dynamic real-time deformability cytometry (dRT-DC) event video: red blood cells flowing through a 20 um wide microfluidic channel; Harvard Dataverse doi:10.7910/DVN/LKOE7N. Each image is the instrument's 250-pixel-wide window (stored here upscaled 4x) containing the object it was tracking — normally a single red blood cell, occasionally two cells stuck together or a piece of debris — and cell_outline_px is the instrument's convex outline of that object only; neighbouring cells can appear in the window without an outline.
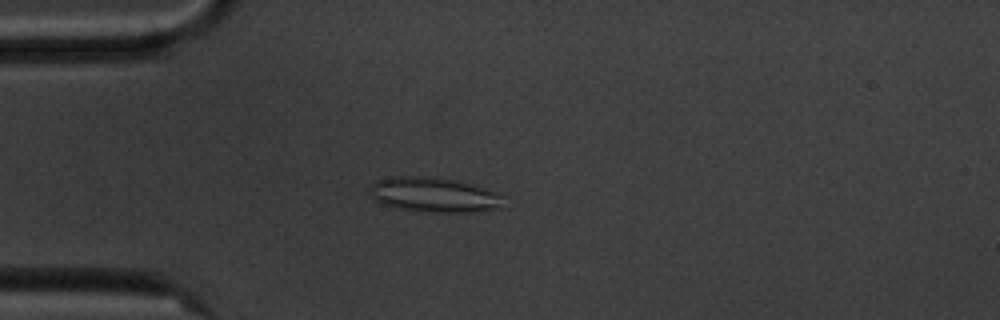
{"species": "common noctule bat (a hibernating species)", "species_latin": "Nyctalus noctula", "temperature_condition": "cold", "stored_images_in_passage": 49, "camera_frame_rate_fps": 3000, "um_per_image_px": 0.085, "animal": {"sex": "male", "body_mass_g": 20.1, "forearm_length_mm": 53.5}, "frame": {"image": 1, "passage_image": 8, "time_ms": 2.333, "image_size_px": [1000, 320], "cell_outline_px": [[504, 208], [476, 212], [428, 212], [400, 208], [384, 204], [376, 200], [368, 192], [368, 188], [376, 180], [388, 176], [432, 176], [456, 180], [472, 184], [484, 188], [500, 196]], "centroid_in_image_um": [36.85, 16.55], "position_along_channel_um": 48.1, "area_um2": 27.22}}
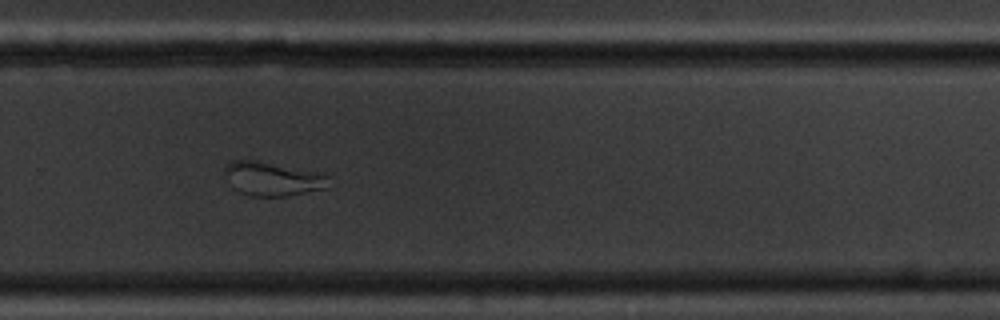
{"frame": {"image": 2, "passage_image": 31, "time_ms": 10.0, "image_size_px": [1000, 320], "cell_outline_px": [[328, 188], [288, 196], [248, 196], [236, 192], [232, 188], [224, 172], [224, 168], [232, 160], [256, 160], [316, 172], [328, 176]], "centroid_in_image_um": [23.12, 15.22], "position_along_channel_um": 306.7, "area_um2": 20.58}}
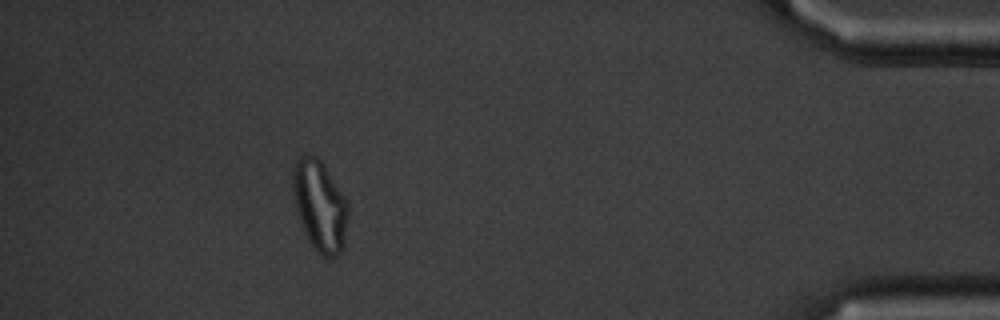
{"frame": {"image": 3, "passage_image": 44, "time_ms": 14.333, "image_size_px": [1000, 320], "cell_outline_px": [[348, 216], [344, 248], [336, 256], [328, 260], [312, 244], [304, 232], [296, 208], [292, 188], [292, 168], [296, 160], [304, 156], [316, 156], [320, 160], [344, 196], [348, 204]], "centroid_in_image_um": [27.19, 17.51], "position_along_channel_um": 408.0, "area_um2": 28.9}, "authors_computed_cell_mechanics": {"area_um2": 24.6806, "velocity_mm_per_s": 3.551, "shape_relaxation_time_tau1_ms": null, "shape_relaxation_time_tau2_ms": 1.1258, "deformation_change_tau1": null, "deformation_change_tau2": 0.0815}}